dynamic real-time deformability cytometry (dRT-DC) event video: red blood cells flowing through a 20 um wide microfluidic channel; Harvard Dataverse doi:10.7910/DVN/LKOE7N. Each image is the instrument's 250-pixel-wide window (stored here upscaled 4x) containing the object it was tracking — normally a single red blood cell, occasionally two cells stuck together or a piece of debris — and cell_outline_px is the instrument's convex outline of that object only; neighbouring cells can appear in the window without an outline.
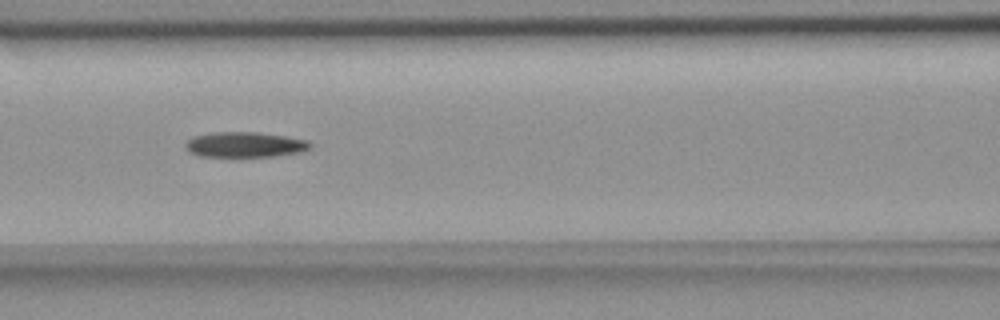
{"species": "common noctule bat (a hibernating species)", "species_latin": "Nyctalus noctula", "temperature_condition": "room temperature", "stored_images_in_passage": 4, "camera_frame_rate_fps": 3000, "um_per_image_px": 0.085, "animal": {"sex": "female", "body_mass_g": 18.4}, "frame": {"image": 1, "passage_image": 4, "time_ms": 3.333, "image_size_px": [1000, 320], "cell_outline_px": [[312, 148], [296, 152], [272, 156], [200, 156], [192, 152], [184, 144], [192, 136], [212, 132], [256, 132], [284, 136], [308, 140], [312, 144]], "centroid_in_image_um": [20.81, 12.28], "position_along_channel_um": 145.8, "area_um2": 18.09}}